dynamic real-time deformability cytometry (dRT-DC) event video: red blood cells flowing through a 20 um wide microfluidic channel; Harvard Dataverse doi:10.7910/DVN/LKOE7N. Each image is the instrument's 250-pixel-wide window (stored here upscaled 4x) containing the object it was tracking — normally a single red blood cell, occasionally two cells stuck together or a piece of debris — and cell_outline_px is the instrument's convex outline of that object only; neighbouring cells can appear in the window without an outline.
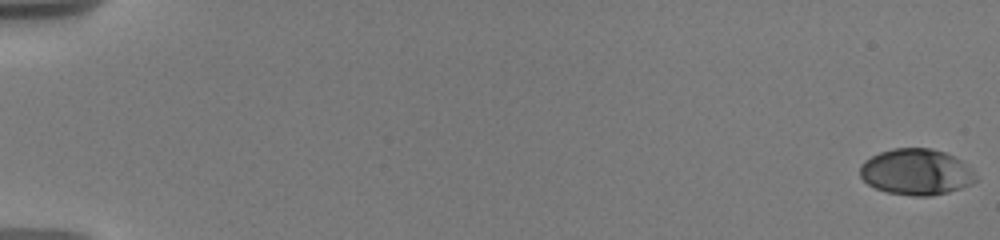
{"species": "human", "species_latin": "Homo sapiens", "temperature_condition": "warm", "stored_images_in_passage": 48, "camera_frame_rate_fps": 3000, "um_per_image_px": 0.085, "donor": {"sex": "male"}, "frame": {"image": 1, "passage_image": 1, "time_ms": 0.0, "image_size_px": [1000, 240], "cell_outline_px": [[976, 180], [972, 184], [948, 192], [932, 196], [912, 196], [888, 192], [876, 188], [868, 184], [860, 176], [860, 164], [864, 160], [880, 152], [892, 148], [932, 148], [944, 152], [960, 160], [976, 176]], "centroid_in_image_um": [77.84, 14.62], "position_along_channel_um": 7.2, "area_um2": 30.92}}
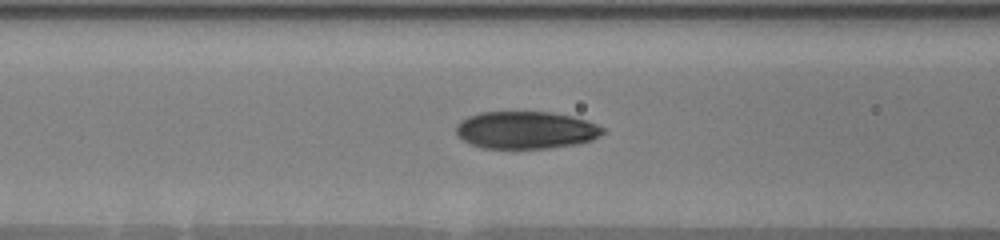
{"frame": {"image": 2, "passage_image": 21, "time_ms": 8.333, "image_size_px": [1000, 240], "cell_outline_px": [[604, 132], [600, 136], [592, 140], [580, 144], [548, 148], [484, 148], [472, 144], [456, 136], [456, 124], [460, 120], [468, 116], [480, 112], [548, 112], [572, 116], [588, 120], [604, 128]], "centroid_in_image_um": [44.71, 11.05], "position_along_channel_um": 121.9, "area_um2": 32.19}}
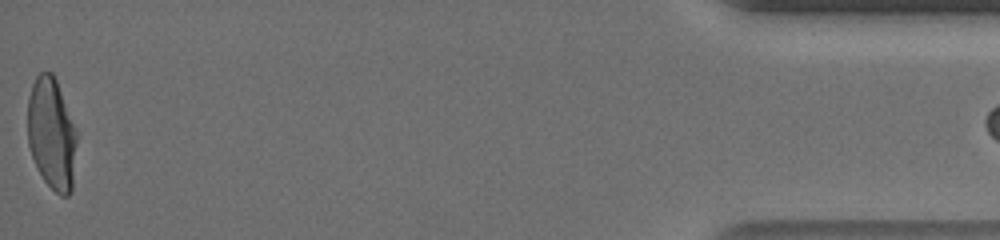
{"frame": {"image": 3, "passage_image": 47, "time_ms": 19.0, "image_size_px": [1000, 240], "cell_outline_px": [[76, 144], [72, 192], [68, 196], [60, 196], [44, 180], [32, 156], [28, 144], [28, 96], [32, 84], [36, 76], [40, 72], [52, 72], [56, 80], [76, 132]], "centroid_in_image_um": [4.38, 11.38], "position_along_channel_um": 430.8, "area_um2": 31.62}}